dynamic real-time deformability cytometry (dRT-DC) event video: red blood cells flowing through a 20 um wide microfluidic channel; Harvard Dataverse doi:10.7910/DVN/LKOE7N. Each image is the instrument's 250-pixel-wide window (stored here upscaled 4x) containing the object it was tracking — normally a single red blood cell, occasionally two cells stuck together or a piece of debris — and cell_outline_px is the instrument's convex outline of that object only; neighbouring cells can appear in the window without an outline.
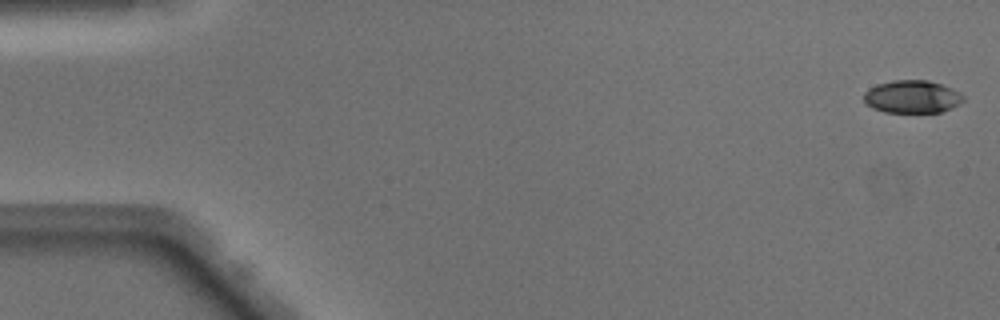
{"species": "Egyptian fruit bat (a non-hibernating species)", "species_latin": "Rousettus aegyptiacus", "temperature_condition": "warm", "stored_images_in_passage": 15, "camera_frame_rate_fps": 3000, "um_per_image_px": 0.085, "animal": {"sex": "male"}, "frame": {"image": 1, "passage_image": 1, "time_ms": 0.0, "image_size_px": [1000, 320], "cell_outline_px": [[964, 100], [940, 112], [884, 112], [872, 108], [864, 100], [864, 92], [868, 88], [876, 84], [892, 80], [928, 80], [952, 88], [960, 92], [964, 96]], "centroid_in_image_um": [77.49, 8.2], "position_along_channel_um": 7.5, "area_um2": 18.9}}
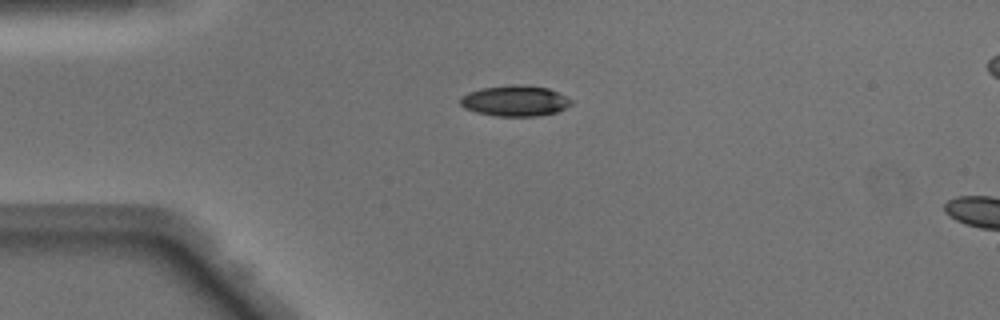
{"frame": {"image": 2, "passage_image": 12, "time_ms": 3.667, "image_size_px": [1000, 320], "cell_outline_px": [[572, 104], [556, 112], [536, 116], [496, 116], [476, 112], [464, 108], [460, 104], [460, 96], [468, 92], [480, 88], [512, 84], [516, 84], [548, 88], [572, 100]], "centroid_in_image_um": [43.72, 8.57], "position_along_channel_um": 41.3, "area_um2": 19.83}}